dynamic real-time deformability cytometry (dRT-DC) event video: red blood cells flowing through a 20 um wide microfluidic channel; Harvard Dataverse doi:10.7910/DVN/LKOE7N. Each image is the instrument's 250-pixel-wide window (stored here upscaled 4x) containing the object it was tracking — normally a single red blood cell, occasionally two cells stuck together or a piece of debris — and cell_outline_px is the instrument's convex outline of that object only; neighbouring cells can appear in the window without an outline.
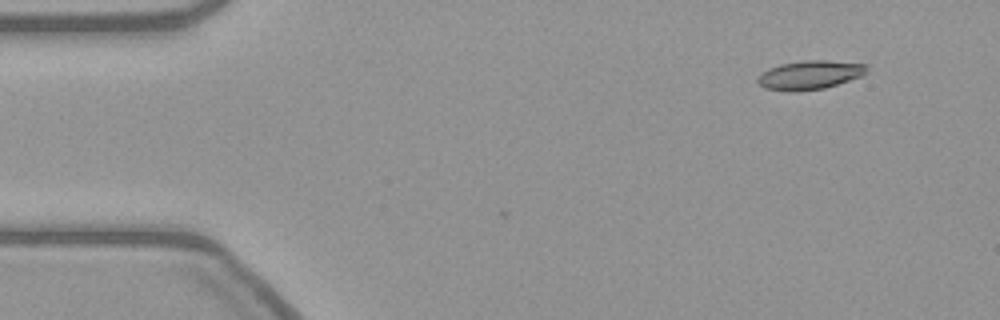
{"species": "common noctule bat (a hibernating species)", "species_latin": "Nyctalus noctula", "temperature_condition": "warm", "stored_images_in_passage": 2, "camera_frame_rate_fps": 3000, "um_per_image_px": 0.085, "animal": {"sex": "female", "body_mass_g": 21.9}, "frame": {"image": 1, "passage_image": 2, "time_ms": 0.333, "image_size_px": [1000, 320], "cell_outline_px": [[868, 68], [864, 76], [824, 88], [796, 92], [788, 92], [764, 88], [756, 80], [768, 68], [780, 64], [804, 60], [828, 60], [868, 64]], "centroid_in_image_um": [68.87, 6.37], "position_along_channel_um": 16.1, "area_um2": 18.55}}